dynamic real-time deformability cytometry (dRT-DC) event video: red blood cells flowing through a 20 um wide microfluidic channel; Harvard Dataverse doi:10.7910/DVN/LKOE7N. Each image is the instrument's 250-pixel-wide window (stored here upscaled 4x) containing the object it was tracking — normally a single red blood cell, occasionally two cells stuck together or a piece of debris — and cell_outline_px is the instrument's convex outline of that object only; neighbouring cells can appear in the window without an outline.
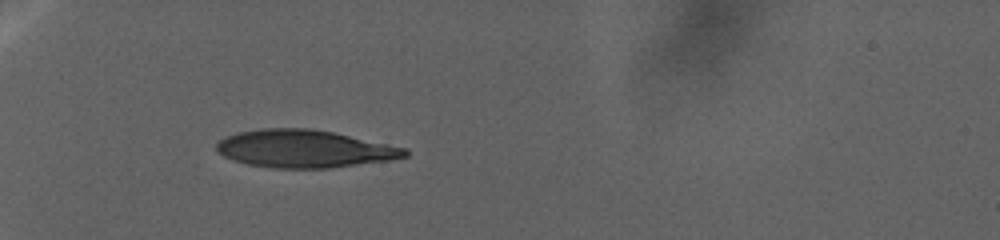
{"species": "human", "species_latin": "Homo sapiens", "temperature_condition": "warm", "stored_images_in_passage": 2, "camera_frame_rate_fps": 3000, "um_per_image_px": 0.085, "donor": {"sex": "female"}, "frame": {"image": 1, "passage_image": 1, "time_ms": 0.0, "image_size_px": [1000, 240], "cell_outline_px": [[408, 156], [388, 160], [328, 168], [272, 168], [248, 164], [232, 160], [216, 152], [216, 144], [220, 140], [236, 132], [260, 128], [312, 128], [332, 132], [408, 148]], "centroid_in_image_um": [25.84, 12.64], "position_along_channel_um": 59.2, "area_um2": 41.33}}